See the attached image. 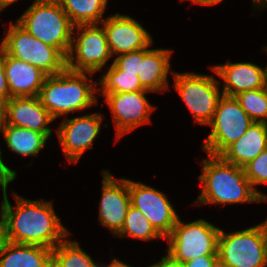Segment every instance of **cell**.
<instances>
[{"label": "cell", "mask_w": 267, "mask_h": 267, "mask_svg": "<svg viewBox=\"0 0 267 267\" xmlns=\"http://www.w3.org/2000/svg\"><path fill=\"white\" fill-rule=\"evenodd\" d=\"M4 240L16 244L39 245L55 248L69 236L53 209L51 202L28 200L14 193L16 207L7 196V186L2 187ZM15 208V210L13 209Z\"/></svg>", "instance_id": "6da1fadb"}, {"label": "cell", "mask_w": 267, "mask_h": 267, "mask_svg": "<svg viewBox=\"0 0 267 267\" xmlns=\"http://www.w3.org/2000/svg\"><path fill=\"white\" fill-rule=\"evenodd\" d=\"M198 177L203 188L195 204L267 202V196L253 188L243 167L227 163L220 156L208 154Z\"/></svg>", "instance_id": "7a4b0ae2"}, {"label": "cell", "mask_w": 267, "mask_h": 267, "mask_svg": "<svg viewBox=\"0 0 267 267\" xmlns=\"http://www.w3.org/2000/svg\"><path fill=\"white\" fill-rule=\"evenodd\" d=\"M88 74L93 75L91 72L65 68L58 74L46 76L38 98L54 120L98 102L95 95L97 83L93 82Z\"/></svg>", "instance_id": "3957f363"}, {"label": "cell", "mask_w": 267, "mask_h": 267, "mask_svg": "<svg viewBox=\"0 0 267 267\" xmlns=\"http://www.w3.org/2000/svg\"><path fill=\"white\" fill-rule=\"evenodd\" d=\"M28 33L67 57L75 25L57 0H34L16 21Z\"/></svg>", "instance_id": "277c9868"}, {"label": "cell", "mask_w": 267, "mask_h": 267, "mask_svg": "<svg viewBox=\"0 0 267 267\" xmlns=\"http://www.w3.org/2000/svg\"><path fill=\"white\" fill-rule=\"evenodd\" d=\"M9 25L0 43L8 55L32 64L47 76L58 74L66 68V57L57 48L37 39L17 22Z\"/></svg>", "instance_id": "5b68a950"}, {"label": "cell", "mask_w": 267, "mask_h": 267, "mask_svg": "<svg viewBox=\"0 0 267 267\" xmlns=\"http://www.w3.org/2000/svg\"><path fill=\"white\" fill-rule=\"evenodd\" d=\"M220 228L204 219L184 223L178 218L167 239V254L174 260L186 262L199 256L218 255Z\"/></svg>", "instance_id": "8992f818"}, {"label": "cell", "mask_w": 267, "mask_h": 267, "mask_svg": "<svg viewBox=\"0 0 267 267\" xmlns=\"http://www.w3.org/2000/svg\"><path fill=\"white\" fill-rule=\"evenodd\" d=\"M264 243L265 229L262 223L230 233L220 229L219 264L222 267H267Z\"/></svg>", "instance_id": "52a82bcc"}, {"label": "cell", "mask_w": 267, "mask_h": 267, "mask_svg": "<svg viewBox=\"0 0 267 267\" xmlns=\"http://www.w3.org/2000/svg\"><path fill=\"white\" fill-rule=\"evenodd\" d=\"M253 123L235 97L223 95L217 104L212 121V131L203 144L209 155L219 156L229 145L238 141Z\"/></svg>", "instance_id": "ba28073f"}, {"label": "cell", "mask_w": 267, "mask_h": 267, "mask_svg": "<svg viewBox=\"0 0 267 267\" xmlns=\"http://www.w3.org/2000/svg\"><path fill=\"white\" fill-rule=\"evenodd\" d=\"M171 72L174 77V88L186 103L195 121L201 125H208L213 119L219 99L223 96L220 92V82L213 75Z\"/></svg>", "instance_id": "9c48e42d"}, {"label": "cell", "mask_w": 267, "mask_h": 267, "mask_svg": "<svg viewBox=\"0 0 267 267\" xmlns=\"http://www.w3.org/2000/svg\"><path fill=\"white\" fill-rule=\"evenodd\" d=\"M75 28L77 39L71 41L66 68L91 73L102 71V67L112 57L105 29L99 27V24L76 25Z\"/></svg>", "instance_id": "30bf717a"}, {"label": "cell", "mask_w": 267, "mask_h": 267, "mask_svg": "<svg viewBox=\"0 0 267 267\" xmlns=\"http://www.w3.org/2000/svg\"><path fill=\"white\" fill-rule=\"evenodd\" d=\"M131 206L141 211L155 230L165 239L179 216L167 196L157 189L128 179Z\"/></svg>", "instance_id": "8fae6325"}, {"label": "cell", "mask_w": 267, "mask_h": 267, "mask_svg": "<svg viewBox=\"0 0 267 267\" xmlns=\"http://www.w3.org/2000/svg\"><path fill=\"white\" fill-rule=\"evenodd\" d=\"M147 92L151 91L108 93L104 96L105 103L112 112L116 141L136 127L150 123V115L156 107L152 106L145 97Z\"/></svg>", "instance_id": "7c38bea8"}, {"label": "cell", "mask_w": 267, "mask_h": 267, "mask_svg": "<svg viewBox=\"0 0 267 267\" xmlns=\"http://www.w3.org/2000/svg\"><path fill=\"white\" fill-rule=\"evenodd\" d=\"M102 119V115L94 113L62 121L57 134L64 155L70 163H77L87 149H93Z\"/></svg>", "instance_id": "4fadbf2b"}, {"label": "cell", "mask_w": 267, "mask_h": 267, "mask_svg": "<svg viewBox=\"0 0 267 267\" xmlns=\"http://www.w3.org/2000/svg\"><path fill=\"white\" fill-rule=\"evenodd\" d=\"M102 179V198L99 207V221L104 227L117 235L123 228L127 211L131 206L128 179L112 177L104 170Z\"/></svg>", "instance_id": "5bb4252c"}, {"label": "cell", "mask_w": 267, "mask_h": 267, "mask_svg": "<svg viewBox=\"0 0 267 267\" xmlns=\"http://www.w3.org/2000/svg\"><path fill=\"white\" fill-rule=\"evenodd\" d=\"M101 24L106 32L111 55L137 51L152 42L150 33L130 16L115 14L104 19Z\"/></svg>", "instance_id": "9a60e30c"}, {"label": "cell", "mask_w": 267, "mask_h": 267, "mask_svg": "<svg viewBox=\"0 0 267 267\" xmlns=\"http://www.w3.org/2000/svg\"><path fill=\"white\" fill-rule=\"evenodd\" d=\"M54 119L41 104L38 96L11 97L6 101V124L43 133L48 139L52 134L47 125Z\"/></svg>", "instance_id": "2e32d148"}, {"label": "cell", "mask_w": 267, "mask_h": 267, "mask_svg": "<svg viewBox=\"0 0 267 267\" xmlns=\"http://www.w3.org/2000/svg\"><path fill=\"white\" fill-rule=\"evenodd\" d=\"M211 70L223 79L222 93L234 97L240 92L264 88L266 67L263 69L250 62L212 66Z\"/></svg>", "instance_id": "e0dca14e"}, {"label": "cell", "mask_w": 267, "mask_h": 267, "mask_svg": "<svg viewBox=\"0 0 267 267\" xmlns=\"http://www.w3.org/2000/svg\"><path fill=\"white\" fill-rule=\"evenodd\" d=\"M3 67L11 97L39 95L46 74L30 63L14 58L3 50Z\"/></svg>", "instance_id": "ac0fdd59"}, {"label": "cell", "mask_w": 267, "mask_h": 267, "mask_svg": "<svg viewBox=\"0 0 267 267\" xmlns=\"http://www.w3.org/2000/svg\"><path fill=\"white\" fill-rule=\"evenodd\" d=\"M267 148V123L253 122L245 134L219 156L227 163L245 167Z\"/></svg>", "instance_id": "d6986e66"}, {"label": "cell", "mask_w": 267, "mask_h": 267, "mask_svg": "<svg viewBox=\"0 0 267 267\" xmlns=\"http://www.w3.org/2000/svg\"><path fill=\"white\" fill-rule=\"evenodd\" d=\"M150 45L152 42L146 48L141 49V68L138 78L146 90L162 92L169 85L167 78L172 50L149 49Z\"/></svg>", "instance_id": "ffe728a7"}, {"label": "cell", "mask_w": 267, "mask_h": 267, "mask_svg": "<svg viewBox=\"0 0 267 267\" xmlns=\"http://www.w3.org/2000/svg\"><path fill=\"white\" fill-rule=\"evenodd\" d=\"M52 249L3 240L0 245V267H51Z\"/></svg>", "instance_id": "44dd1931"}, {"label": "cell", "mask_w": 267, "mask_h": 267, "mask_svg": "<svg viewBox=\"0 0 267 267\" xmlns=\"http://www.w3.org/2000/svg\"><path fill=\"white\" fill-rule=\"evenodd\" d=\"M1 132L10 150L22 156H37L48 140L43 133L14 125L5 124Z\"/></svg>", "instance_id": "7402d4cb"}, {"label": "cell", "mask_w": 267, "mask_h": 267, "mask_svg": "<svg viewBox=\"0 0 267 267\" xmlns=\"http://www.w3.org/2000/svg\"><path fill=\"white\" fill-rule=\"evenodd\" d=\"M71 22L76 25L99 24L108 0H57Z\"/></svg>", "instance_id": "603a6c76"}, {"label": "cell", "mask_w": 267, "mask_h": 267, "mask_svg": "<svg viewBox=\"0 0 267 267\" xmlns=\"http://www.w3.org/2000/svg\"><path fill=\"white\" fill-rule=\"evenodd\" d=\"M97 85H101L100 92L103 96L108 93H124L146 90L138 78L137 74L126 73L119 70L113 63L103 74Z\"/></svg>", "instance_id": "cb8c5ba5"}, {"label": "cell", "mask_w": 267, "mask_h": 267, "mask_svg": "<svg viewBox=\"0 0 267 267\" xmlns=\"http://www.w3.org/2000/svg\"><path fill=\"white\" fill-rule=\"evenodd\" d=\"M97 265V262L95 263L76 241L65 239L52 249L51 267H96Z\"/></svg>", "instance_id": "d4e9b609"}, {"label": "cell", "mask_w": 267, "mask_h": 267, "mask_svg": "<svg viewBox=\"0 0 267 267\" xmlns=\"http://www.w3.org/2000/svg\"><path fill=\"white\" fill-rule=\"evenodd\" d=\"M132 237L141 240H151L163 238L151 225L150 221L140 210L130 206L121 231L116 235L119 237Z\"/></svg>", "instance_id": "484cf974"}, {"label": "cell", "mask_w": 267, "mask_h": 267, "mask_svg": "<svg viewBox=\"0 0 267 267\" xmlns=\"http://www.w3.org/2000/svg\"><path fill=\"white\" fill-rule=\"evenodd\" d=\"M234 97L253 122L267 123V93L264 88L243 91Z\"/></svg>", "instance_id": "4316f807"}, {"label": "cell", "mask_w": 267, "mask_h": 267, "mask_svg": "<svg viewBox=\"0 0 267 267\" xmlns=\"http://www.w3.org/2000/svg\"><path fill=\"white\" fill-rule=\"evenodd\" d=\"M246 177L257 191L256 185L267 183V148L245 167Z\"/></svg>", "instance_id": "83f0119b"}, {"label": "cell", "mask_w": 267, "mask_h": 267, "mask_svg": "<svg viewBox=\"0 0 267 267\" xmlns=\"http://www.w3.org/2000/svg\"><path fill=\"white\" fill-rule=\"evenodd\" d=\"M119 70L126 73L137 74L140 73L141 68V49L115 57L112 62Z\"/></svg>", "instance_id": "f1b7e54d"}, {"label": "cell", "mask_w": 267, "mask_h": 267, "mask_svg": "<svg viewBox=\"0 0 267 267\" xmlns=\"http://www.w3.org/2000/svg\"><path fill=\"white\" fill-rule=\"evenodd\" d=\"M183 264L184 267H216L219 264L218 255L199 256Z\"/></svg>", "instance_id": "f546056e"}, {"label": "cell", "mask_w": 267, "mask_h": 267, "mask_svg": "<svg viewBox=\"0 0 267 267\" xmlns=\"http://www.w3.org/2000/svg\"><path fill=\"white\" fill-rule=\"evenodd\" d=\"M9 98V88L3 67V49L0 47V101L6 102Z\"/></svg>", "instance_id": "4dcf8cb0"}, {"label": "cell", "mask_w": 267, "mask_h": 267, "mask_svg": "<svg viewBox=\"0 0 267 267\" xmlns=\"http://www.w3.org/2000/svg\"><path fill=\"white\" fill-rule=\"evenodd\" d=\"M2 151L0 149V186L5 187L8 184L16 179V171L8 168L2 159Z\"/></svg>", "instance_id": "1f68e13d"}, {"label": "cell", "mask_w": 267, "mask_h": 267, "mask_svg": "<svg viewBox=\"0 0 267 267\" xmlns=\"http://www.w3.org/2000/svg\"><path fill=\"white\" fill-rule=\"evenodd\" d=\"M150 267H184L182 262L174 260L170 255L161 258V261L151 265Z\"/></svg>", "instance_id": "d6a6232c"}, {"label": "cell", "mask_w": 267, "mask_h": 267, "mask_svg": "<svg viewBox=\"0 0 267 267\" xmlns=\"http://www.w3.org/2000/svg\"><path fill=\"white\" fill-rule=\"evenodd\" d=\"M6 124V102L0 101V132Z\"/></svg>", "instance_id": "836d02e7"}, {"label": "cell", "mask_w": 267, "mask_h": 267, "mask_svg": "<svg viewBox=\"0 0 267 267\" xmlns=\"http://www.w3.org/2000/svg\"><path fill=\"white\" fill-rule=\"evenodd\" d=\"M222 0H191V2L196 3V4H200V5H214L217 4L219 2H221Z\"/></svg>", "instance_id": "e575fe53"}, {"label": "cell", "mask_w": 267, "mask_h": 267, "mask_svg": "<svg viewBox=\"0 0 267 267\" xmlns=\"http://www.w3.org/2000/svg\"><path fill=\"white\" fill-rule=\"evenodd\" d=\"M104 267H132V266H129V265L121 262L117 258H115V259H113L111 261L110 265H107V266H104Z\"/></svg>", "instance_id": "d590c367"}, {"label": "cell", "mask_w": 267, "mask_h": 267, "mask_svg": "<svg viewBox=\"0 0 267 267\" xmlns=\"http://www.w3.org/2000/svg\"><path fill=\"white\" fill-rule=\"evenodd\" d=\"M253 5H255L256 7H258V9H260L259 7H263L265 8L267 6V0H252ZM258 4V5H257Z\"/></svg>", "instance_id": "8d00e7d4"}, {"label": "cell", "mask_w": 267, "mask_h": 267, "mask_svg": "<svg viewBox=\"0 0 267 267\" xmlns=\"http://www.w3.org/2000/svg\"><path fill=\"white\" fill-rule=\"evenodd\" d=\"M3 240H4L3 215L1 212V216H0V245L2 244Z\"/></svg>", "instance_id": "74e56055"}, {"label": "cell", "mask_w": 267, "mask_h": 267, "mask_svg": "<svg viewBox=\"0 0 267 267\" xmlns=\"http://www.w3.org/2000/svg\"><path fill=\"white\" fill-rule=\"evenodd\" d=\"M17 0H0V7L3 10L5 7H8L10 4L16 2Z\"/></svg>", "instance_id": "f35d334b"}, {"label": "cell", "mask_w": 267, "mask_h": 267, "mask_svg": "<svg viewBox=\"0 0 267 267\" xmlns=\"http://www.w3.org/2000/svg\"><path fill=\"white\" fill-rule=\"evenodd\" d=\"M264 253H265V261L267 263V234L266 232H265Z\"/></svg>", "instance_id": "ab89813d"}, {"label": "cell", "mask_w": 267, "mask_h": 267, "mask_svg": "<svg viewBox=\"0 0 267 267\" xmlns=\"http://www.w3.org/2000/svg\"><path fill=\"white\" fill-rule=\"evenodd\" d=\"M264 89L267 93V66H266V72H265V82H264Z\"/></svg>", "instance_id": "60d3db41"}, {"label": "cell", "mask_w": 267, "mask_h": 267, "mask_svg": "<svg viewBox=\"0 0 267 267\" xmlns=\"http://www.w3.org/2000/svg\"><path fill=\"white\" fill-rule=\"evenodd\" d=\"M262 225H263L265 232L267 234V219L264 222H262Z\"/></svg>", "instance_id": "b9f144b4"}, {"label": "cell", "mask_w": 267, "mask_h": 267, "mask_svg": "<svg viewBox=\"0 0 267 267\" xmlns=\"http://www.w3.org/2000/svg\"><path fill=\"white\" fill-rule=\"evenodd\" d=\"M263 50L267 52V46L266 47L264 46V49Z\"/></svg>", "instance_id": "7bdbcfd3"}]
</instances>
